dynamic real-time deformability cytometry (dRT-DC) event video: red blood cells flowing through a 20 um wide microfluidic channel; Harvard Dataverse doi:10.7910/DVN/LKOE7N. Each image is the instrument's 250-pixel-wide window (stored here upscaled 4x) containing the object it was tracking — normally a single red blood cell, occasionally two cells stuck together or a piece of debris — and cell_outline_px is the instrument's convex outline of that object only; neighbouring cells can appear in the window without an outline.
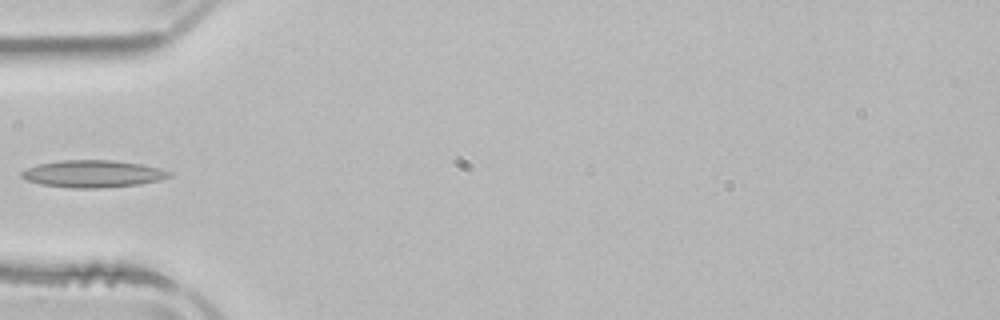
{"species": "common noctule bat (a hibernating species)", "species_latin": "Nyctalus noctula", "temperature_condition": "room temperature", "stored_images_in_passage": 4, "camera_frame_rate_fps": 3000, "um_per_image_px": 0.085, "animal": {"sex": "male", "body_mass_g": 21.5, "forearm_length_mm": 52.0}, "frame": {"image": 1, "passage_image": 4, "time_ms": 5.333, "image_size_px": [1000, 320], "cell_outline_px": [[172, 176], [160, 180], [140, 184], [100, 188], [72, 188], [40, 184], [28, 180], [20, 176], [20, 172], [36, 164], [64, 160], [112, 160], [140, 164], [160, 168], [172, 172]], "centroid_in_image_um": [7.91, 14.77], "position_along_channel_um": 77.1, "area_um2": 23.41}}